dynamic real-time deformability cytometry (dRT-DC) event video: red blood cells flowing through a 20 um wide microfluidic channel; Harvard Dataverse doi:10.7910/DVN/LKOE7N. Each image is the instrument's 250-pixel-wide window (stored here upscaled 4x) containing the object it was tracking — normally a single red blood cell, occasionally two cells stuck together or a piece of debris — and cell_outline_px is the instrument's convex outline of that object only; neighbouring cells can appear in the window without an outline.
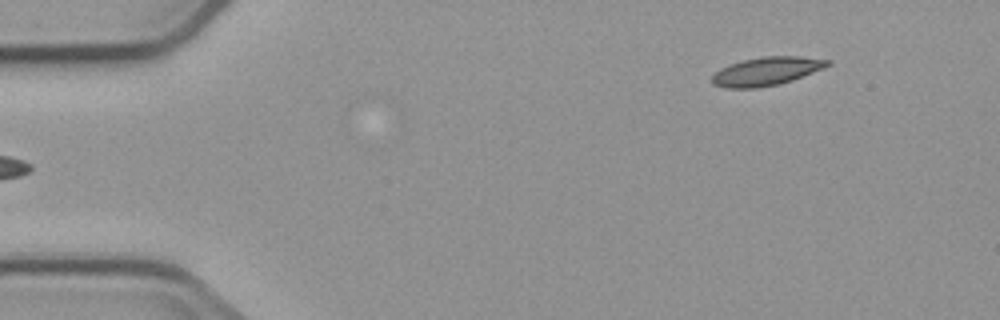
{"species": "common noctule bat (a hibernating species)", "species_latin": "Nyctalus noctula", "temperature_condition": "cold", "stored_images_in_passage": 5, "camera_frame_rate_fps": 3000, "um_per_image_px": 0.085, "animal": {"sex": "male", "body_mass_g": 23.1, "forearm_length_mm": 52.7}, "frame": {"image": 1, "passage_image": 5, "time_ms": 4.667, "image_size_px": [1000, 320], "cell_outline_px": [[832, 64], [824, 68], [792, 80], [776, 84], [756, 88], [728, 88], [712, 84], [712, 76], [720, 68], [728, 64], [744, 60], [764, 56], [800, 56], [832, 60]], "centroid_in_image_um": [65.17, 6.04], "position_along_channel_um": 19.8, "area_um2": 19.07}}